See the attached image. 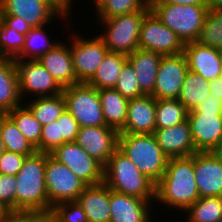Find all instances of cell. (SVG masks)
I'll list each match as a JSON object with an SVG mask.
<instances>
[{
	"mask_svg": "<svg viewBox=\"0 0 222 222\" xmlns=\"http://www.w3.org/2000/svg\"><path fill=\"white\" fill-rule=\"evenodd\" d=\"M200 198L194 173V154L169 158L165 173L155 186V203L184 211ZM171 207V208H170ZM180 209V210H179Z\"/></svg>",
	"mask_w": 222,
	"mask_h": 222,
	"instance_id": "cell-1",
	"label": "cell"
},
{
	"mask_svg": "<svg viewBox=\"0 0 222 222\" xmlns=\"http://www.w3.org/2000/svg\"><path fill=\"white\" fill-rule=\"evenodd\" d=\"M46 153L27 156L15 175V212L49 213V199L45 187Z\"/></svg>",
	"mask_w": 222,
	"mask_h": 222,
	"instance_id": "cell-2",
	"label": "cell"
},
{
	"mask_svg": "<svg viewBox=\"0 0 222 222\" xmlns=\"http://www.w3.org/2000/svg\"><path fill=\"white\" fill-rule=\"evenodd\" d=\"M103 182L113 191L147 201L155 200V184L119 150L103 168Z\"/></svg>",
	"mask_w": 222,
	"mask_h": 222,
	"instance_id": "cell-3",
	"label": "cell"
},
{
	"mask_svg": "<svg viewBox=\"0 0 222 222\" xmlns=\"http://www.w3.org/2000/svg\"><path fill=\"white\" fill-rule=\"evenodd\" d=\"M118 149L155 185L164 175L169 158L153 134H119Z\"/></svg>",
	"mask_w": 222,
	"mask_h": 222,
	"instance_id": "cell-4",
	"label": "cell"
},
{
	"mask_svg": "<svg viewBox=\"0 0 222 222\" xmlns=\"http://www.w3.org/2000/svg\"><path fill=\"white\" fill-rule=\"evenodd\" d=\"M150 10L187 44L198 40L209 8L208 5L150 3Z\"/></svg>",
	"mask_w": 222,
	"mask_h": 222,
	"instance_id": "cell-5",
	"label": "cell"
},
{
	"mask_svg": "<svg viewBox=\"0 0 222 222\" xmlns=\"http://www.w3.org/2000/svg\"><path fill=\"white\" fill-rule=\"evenodd\" d=\"M150 10H140L111 19L99 20L104 41L109 52L129 55L139 48L140 27L144 16ZM104 33V34H103Z\"/></svg>",
	"mask_w": 222,
	"mask_h": 222,
	"instance_id": "cell-6",
	"label": "cell"
},
{
	"mask_svg": "<svg viewBox=\"0 0 222 222\" xmlns=\"http://www.w3.org/2000/svg\"><path fill=\"white\" fill-rule=\"evenodd\" d=\"M62 94L66 110L77 120L80 127L106 126L98 89L87 83L64 87Z\"/></svg>",
	"mask_w": 222,
	"mask_h": 222,
	"instance_id": "cell-7",
	"label": "cell"
},
{
	"mask_svg": "<svg viewBox=\"0 0 222 222\" xmlns=\"http://www.w3.org/2000/svg\"><path fill=\"white\" fill-rule=\"evenodd\" d=\"M86 186L66 165L46 153L45 187L49 199V213L58 203L77 201Z\"/></svg>",
	"mask_w": 222,
	"mask_h": 222,
	"instance_id": "cell-8",
	"label": "cell"
},
{
	"mask_svg": "<svg viewBox=\"0 0 222 222\" xmlns=\"http://www.w3.org/2000/svg\"><path fill=\"white\" fill-rule=\"evenodd\" d=\"M55 0H0V15L22 17L32 28L52 24L71 15Z\"/></svg>",
	"mask_w": 222,
	"mask_h": 222,
	"instance_id": "cell-9",
	"label": "cell"
},
{
	"mask_svg": "<svg viewBox=\"0 0 222 222\" xmlns=\"http://www.w3.org/2000/svg\"><path fill=\"white\" fill-rule=\"evenodd\" d=\"M13 63L19 83V94L23 102L26 101L25 97H28L29 94L37 98L56 96L62 93L63 88L37 59L20 60L14 58Z\"/></svg>",
	"mask_w": 222,
	"mask_h": 222,
	"instance_id": "cell-10",
	"label": "cell"
},
{
	"mask_svg": "<svg viewBox=\"0 0 222 222\" xmlns=\"http://www.w3.org/2000/svg\"><path fill=\"white\" fill-rule=\"evenodd\" d=\"M80 35L82 34L79 32L72 33L71 40L73 41H71L70 53L77 80L80 83H87L96 73L99 64L109 51L98 35L90 39Z\"/></svg>",
	"mask_w": 222,
	"mask_h": 222,
	"instance_id": "cell-11",
	"label": "cell"
},
{
	"mask_svg": "<svg viewBox=\"0 0 222 222\" xmlns=\"http://www.w3.org/2000/svg\"><path fill=\"white\" fill-rule=\"evenodd\" d=\"M139 49L167 56L182 53L184 44L176 33L165 26L150 10L141 23Z\"/></svg>",
	"mask_w": 222,
	"mask_h": 222,
	"instance_id": "cell-12",
	"label": "cell"
},
{
	"mask_svg": "<svg viewBox=\"0 0 222 222\" xmlns=\"http://www.w3.org/2000/svg\"><path fill=\"white\" fill-rule=\"evenodd\" d=\"M50 155L66 165L86 185L103 182V166L75 142H65Z\"/></svg>",
	"mask_w": 222,
	"mask_h": 222,
	"instance_id": "cell-13",
	"label": "cell"
},
{
	"mask_svg": "<svg viewBox=\"0 0 222 222\" xmlns=\"http://www.w3.org/2000/svg\"><path fill=\"white\" fill-rule=\"evenodd\" d=\"M188 70L187 60L183 52L162 56L152 96L156 100L178 99Z\"/></svg>",
	"mask_w": 222,
	"mask_h": 222,
	"instance_id": "cell-14",
	"label": "cell"
},
{
	"mask_svg": "<svg viewBox=\"0 0 222 222\" xmlns=\"http://www.w3.org/2000/svg\"><path fill=\"white\" fill-rule=\"evenodd\" d=\"M119 132L108 126L80 127L75 143L103 167L118 149Z\"/></svg>",
	"mask_w": 222,
	"mask_h": 222,
	"instance_id": "cell-15",
	"label": "cell"
},
{
	"mask_svg": "<svg viewBox=\"0 0 222 222\" xmlns=\"http://www.w3.org/2000/svg\"><path fill=\"white\" fill-rule=\"evenodd\" d=\"M194 173L201 197H222V163L212 152L194 153Z\"/></svg>",
	"mask_w": 222,
	"mask_h": 222,
	"instance_id": "cell-16",
	"label": "cell"
},
{
	"mask_svg": "<svg viewBox=\"0 0 222 222\" xmlns=\"http://www.w3.org/2000/svg\"><path fill=\"white\" fill-rule=\"evenodd\" d=\"M187 121L198 152H212L222 141V114L188 113Z\"/></svg>",
	"mask_w": 222,
	"mask_h": 222,
	"instance_id": "cell-17",
	"label": "cell"
},
{
	"mask_svg": "<svg viewBox=\"0 0 222 222\" xmlns=\"http://www.w3.org/2000/svg\"><path fill=\"white\" fill-rule=\"evenodd\" d=\"M156 102L152 95L130 99L127 119L119 134H153L156 129Z\"/></svg>",
	"mask_w": 222,
	"mask_h": 222,
	"instance_id": "cell-18",
	"label": "cell"
},
{
	"mask_svg": "<svg viewBox=\"0 0 222 222\" xmlns=\"http://www.w3.org/2000/svg\"><path fill=\"white\" fill-rule=\"evenodd\" d=\"M183 53L189 70L207 80L220 77L222 51L199 43L198 41L184 44Z\"/></svg>",
	"mask_w": 222,
	"mask_h": 222,
	"instance_id": "cell-19",
	"label": "cell"
},
{
	"mask_svg": "<svg viewBox=\"0 0 222 222\" xmlns=\"http://www.w3.org/2000/svg\"><path fill=\"white\" fill-rule=\"evenodd\" d=\"M150 203L153 202L110 189V222H151Z\"/></svg>",
	"mask_w": 222,
	"mask_h": 222,
	"instance_id": "cell-20",
	"label": "cell"
},
{
	"mask_svg": "<svg viewBox=\"0 0 222 222\" xmlns=\"http://www.w3.org/2000/svg\"><path fill=\"white\" fill-rule=\"evenodd\" d=\"M153 135L168 158L187 157L198 152L188 121L165 129H155Z\"/></svg>",
	"mask_w": 222,
	"mask_h": 222,
	"instance_id": "cell-21",
	"label": "cell"
},
{
	"mask_svg": "<svg viewBox=\"0 0 222 222\" xmlns=\"http://www.w3.org/2000/svg\"><path fill=\"white\" fill-rule=\"evenodd\" d=\"M61 41V43H60ZM50 51L41 55L37 60L64 88L79 84L73 69L70 46L60 40Z\"/></svg>",
	"mask_w": 222,
	"mask_h": 222,
	"instance_id": "cell-22",
	"label": "cell"
},
{
	"mask_svg": "<svg viewBox=\"0 0 222 222\" xmlns=\"http://www.w3.org/2000/svg\"><path fill=\"white\" fill-rule=\"evenodd\" d=\"M88 222H110V188L104 183L87 185L77 199Z\"/></svg>",
	"mask_w": 222,
	"mask_h": 222,
	"instance_id": "cell-23",
	"label": "cell"
},
{
	"mask_svg": "<svg viewBox=\"0 0 222 222\" xmlns=\"http://www.w3.org/2000/svg\"><path fill=\"white\" fill-rule=\"evenodd\" d=\"M162 55L143 49H136L127 56L137 74L140 90L143 95H153L155 79Z\"/></svg>",
	"mask_w": 222,
	"mask_h": 222,
	"instance_id": "cell-24",
	"label": "cell"
},
{
	"mask_svg": "<svg viewBox=\"0 0 222 222\" xmlns=\"http://www.w3.org/2000/svg\"><path fill=\"white\" fill-rule=\"evenodd\" d=\"M22 103L13 59L0 57V114H7Z\"/></svg>",
	"mask_w": 222,
	"mask_h": 222,
	"instance_id": "cell-25",
	"label": "cell"
},
{
	"mask_svg": "<svg viewBox=\"0 0 222 222\" xmlns=\"http://www.w3.org/2000/svg\"><path fill=\"white\" fill-rule=\"evenodd\" d=\"M106 126L118 132L124 127L127 119L128 99L123 97L115 88L98 90Z\"/></svg>",
	"mask_w": 222,
	"mask_h": 222,
	"instance_id": "cell-26",
	"label": "cell"
},
{
	"mask_svg": "<svg viewBox=\"0 0 222 222\" xmlns=\"http://www.w3.org/2000/svg\"><path fill=\"white\" fill-rule=\"evenodd\" d=\"M126 62L127 55L108 52L87 84L98 90L114 88L121 69Z\"/></svg>",
	"mask_w": 222,
	"mask_h": 222,
	"instance_id": "cell-27",
	"label": "cell"
},
{
	"mask_svg": "<svg viewBox=\"0 0 222 222\" xmlns=\"http://www.w3.org/2000/svg\"><path fill=\"white\" fill-rule=\"evenodd\" d=\"M210 95L209 80L188 70L182 84L178 100L190 111L195 109Z\"/></svg>",
	"mask_w": 222,
	"mask_h": 222,
	"instance_id": "cell-28",
	"label": "cell"
},
{
	"mask_svg": "<svg viewBox=\"0 0 222 222\" xmlns=\"http://www.w3.org/2000/svg\"><path fill=\"white\" fill-rule=\"evenodd\" d=\"M0 135L6 151L26 157L36 152V148L23 136L7 114H0Z\"/></svg>",
	"mask_w": 222,
	"mask_h": 222,
	"instance_id": "cell-29",
	"label": "cell"
},
{
	"mask_svg": "<svg viewBox=\"0 0 222 222\" xmlns=\"http://www.w3.org/2000/svg\"><path fill=\"white\" fill-rule=\"evenodd\" d=\"M31 98L32 96H30L31 101L27 100L25 103L42 126L57 120L66 109L62 93L56 96Z\"/></svg>",
	"mask_w": 222,
	"mask_h": 222,
	"instance_id": "cell-30",
	"label": "cell"
},
{
	"mask_svg": "<svg viewBox=\"0 0 222 222\" xmlns=\"http://www.w3.org/2000/svg\"><path fill=\"white\" fill-rule=\"evenodd\" d=\"M7 115L14 121L18 130L39 152V143L42 133V125L35 118L27 104L22 103L15 107Z\"/></svg>",
	"mask_w": 222,
	"mask_h": 222,
	"instance_id": "cell-31",
	"label": "cell"
},
{
	"mask_svg": "<svg viewBox=\"0 0 222 222\" xmlns=\"http://www.w3.org/2000/svg\"><path fill=\"white\" fill-rule=\"evenodd\" d=\"M45 26L43 25L39 27L32 28L25 36V45L17 57L20 60H35L38 59L41 55L45 54L46 52L50 51L59 40L51 42L50 37L45 30Z\"/></svg>",
	"mask_w": 222,
	"mask_h": 222,
	"instance_id": "cell-32",
	"label": "cell"
},
{
	"mask_svg": "<svg viewBox=\"0 0 222 222\" xmlns=\"http://www.w3.org/2000/svg\"><path fill=\"white\" fill-rule=\"evenodd\" d=\"M184 212L186 222H221L222 197H201Z\"/></svg>",
	"mask_w": 222,
	"mask_h": 222,
	"instance_id": "cell-33",
	"label": "cell"
},
{
	"mask_svg": "<svg viewBox=\"0 0 222 222\" xmlns=\"http://www.w3.org/2000/svg\"><path fill=\"white\" fill-rule=\"evenodd\" d=\"M94 6L96 20H105L135 11L150 10V0H99Z\"/></svg>",
	"mask_w": 222,
	"mask_h": 222,
	"instance_id": "cell-34",
	"label": "cell"
},
{
	"mask_svg": "<svg viewBox=\"0 0 222 222\" xmlns=\"http://www.w3.org/2000/svg\"><path fill=\"white\" fill-rule=\"evenodd\" d=\"M188 110L178 99L156 102V129H165L187 121Z\"/></svg>",
	"mask_w": 222,
	"mask_h": 222,
	"instance_id": "cell-35",
	"label": "cell"
},
{
	"mask_svg": "<svg viewBox=\"0 0 222 222\" xmlns=\"http://www.w3.org/2000/svg\"><path fill=\"white\" fill-rule=\"evenodd\" d=\"M197 41L222 51V10L208 11Z\"/></svg>",
	"mask_w": 222,
	"mask_h": 222,
	"instance_id": "cell-36",
	"label": "cell"
},
{
	"mask_svg": "<svg viewBox=\"0 0 222 222\" xmlns=\"http://www.w3.org/2000/svg\"><path fill=\"white\" fill-rule=\"evenodd\" d=\"M25 36L0 20V57L17 58L24 48Z\"/></svg>",
	"mask_w": 222,
	"mask_h": 222,
	"instance_id": "cell-37",
	"label": "cell"
},
{
	"mask_svg": "<svg viewBox=\"0 0 222 222\" xmlns=\"http://www.w3.org/2000/svg\"><path fill=\"white\" fill-rule=\"evenodd\" d=\"M114 88L128 100L143 96L137 74L128 61L123 65Z\"/></svg>",
	"mask_w": 222,
	"mask_h": 222,
	"instance_id": "cell-38",
	"label": "cell"
},
{
	"mask_svg": "<svg viewBox=\"0 0 222 222\" xmlns=\"http://www.w3.org/2000/svg\"><path fill=\"white\" fill-rule=\"evenodd\" d=\"M54 222H88L86 213L78 201H66L52 207Z\"/></svg>",
	"mask_w": 222,
	"mask_h": 222,
	"instance_id": "cell-39",
	"label": "cell"
},
{
	"mask_svg": "<svg viewBox=\"0 0 222 222\" xmlns=\"http://www.w3.org/2000/svg\"><path fill=\"white\" fill-rule=\"evenodd\" d=\"M60 146V129L57 120L42 126V133L39 143V152L52 153Z\"/></svg>",
	"mask_w": 222,
	"mask_h": 222,
	"instance_id": "cell-40",
	"label": "cell"
},
{
	"mask_svg": "<svg viewBox=\"0 0 222 222\" xmlns=\"http://www.w3.org/2000/svg\"><path fill=\"white\" fill-rule=\"evenodd\" d=\"M60 129V145L65 142H75L80 126L77 120L65 109L57 119Z\"/></svg>",
	"mask_w": 222,
	"mask_h": 222,
	"instance_id": "cell-41",
	"label": "cell"
},
{
	"mask_svg": "<svg viewBox=\"0 0 222 222\" xmlns=\"http://www.w3.org/2000/svg\"><path fill=\"white\" fill-rule=\"evenodd\" d=\"M15 176L0 174V201L15 212Z\"/></svg>",
	"mask_w": 222,
	"mask_h": 222,
	"instance_id": "cell-42",
	"label": "cell"
},
{
	"mask_svg": "<svg viewBox=\"0 0 222 222\" xmlns=\"http://www.w3.org/2000/svg\"><path fill=\"white\" fill-rule=\"evenodd\" d=\"M26 156L5 151L0 156V174L15 176L21 169Z\"/></svg>",
	"mask_w": 222,
	"mask_h": 222,
	"instance_id": "cell-43",
	"label": "cell"
},
{
	"mask_svg": "<svg viewBox=\"0 0 222 222\" xmlns=\"http://www.w3.org/2000/svg\"><path fill=\"white\" fill-rule=\"evenodd\" d=\"M6 222H54L51 213L12 212Z\"/></svg>",
	"mask_w": 222,
	"mask_h": 222,
	"instance_id": "cell-44",
	"label": "cell"
},
{
	"mask_svg": "<svg viewBox=\"0 0 222 222\" xmlns=\"http://www.w3.org/2000/svg\"><path fill=\"white\" fill-rule=\"evenodd\" d=\"M188 113H215L222 114V101L218 100L213 95H209L201 104L195 109L188 111Z\"/></svg>",
	"mask_w": 222,
	"mask_h": 222,
	"instance_id": "cell-45",
	"label": "cell"
},
{
	"mask_svg": "<svg viewBox=\"0 0 222 222\" xmlns=\"http://www.w3.org/2000/svg\"><path fill=\"white\" fill-rule=\"evenodd\" d=\"M0 20L8 27L15 28L18 33L26 35L32 27L22 19L14 15H0Z\"/></svg>",
	"mask_w": 222,
	"mask_h": 222,
	"instance_id": "cell-46",
	"label": "cell"
},
{
	"mask_svg": "<svg viewBox=\"0 0 222 222\" xmlns=\"http://www.w3.org/2000/svg\"><path fill=\"white\" fill-rule=\"evenodd\" d=\"M150 3H167L181 5H207V0H150Z\"/></svg>",
	"mask_w": 222,
	"mask_h": 222,
	"instance_id": "cell-47",
	"label": "cell"
},
{
	"mask_svg": "<svg viewBox=\"0 0 222 222\" xmlns=\"http://www.w3.org/2000/svg\"><path fill=\"white\" fill-rule=\"evenodd\" d=\"M210 95L215 96L222 101V80L220 78L209 80Z\"/></svg>",
	"mask_w": 222,
	"mask_h": 222,
	"instance_id": "cell-48",
	"label": "cell"
},
{
	"mask_svg": "<svg viewBox=\"0 0 222 222\" xmlns=\"http://www.w3.org/2000/svg\"><path fill=\"white\" fill-rule=\"evenodd\" d=\"M11 213V209L0 201V222H6Z\"/></svg>",
	"mask_w": 222,
	"mask_h": 222,
	"instance_id": "cell-49",
	"label": "cell"
},
{
	"mask_svg": "<svg viewBox=\"0 0 222 222\" xmlns=\"http://www.w3.org/2000/svg\"><path fill=\"white\" fill-rule=\"evenodd\" d=\"M209 10H222V0H207Z\"/></svg>",
	"mask_w": 222,
	"mask_h": 222,
	"instance_id": "cell-50",
	"label": "cell"
},
{
	"mask_svg": "<svg viewBox=\"0 0 222 222\" xmlns=\"http://www.w3.org/2000/svg\"><path fill=\"white\" fill-rule=\"evenodd\" d=\"M57 1L65 10L72 11L71 7L74 3V0H55Z\"/></svg>",
	"mask_w": 222,
	"mask_h": 222,
	"instance_id": "cell-51",
	"label": "cell"
},
{
	"mask_svg": "<svg viewBox=\"0 0 222 222\" xmlns=\"http://www.w3.org/2000/svg\"><path fill=\"white\" fill-rule=\"evenodd\" d=\"M212 153L222 163V141L212 150Z\"/></svg>",
	"mask_w": 222,
	"mask_h": 222,
	"instance_id": "cell-52",
	"label": "cell"
},
{
	"mask_svg": "<svg viewBox=\"0 0 222 222\" xmlns=\"http://www.w3.org/2000/svg\"><path fill=\"white\" fill-rule=\"evenodd\" d=\"M5 147H4V144H3V141L1 139V135H0V156L5 152Z\"/></svg>",
	"mask_w": 222,
	"mask_h": 222,
	"instance_id": "cell-53",
	"label": "cell"
},
{
	"mask_svg": "<svg viewBox=\"0 0 222 222\" xmlns=\"http://www.w3.org/2000/svg\"><path fill=\"white\" fill-rule=\"evenodd\" d=\"M219 78L222 80V61H221V71H220V77Z\"/></svg>",
	"mask_w": 222,
	"mask_h": 222,
	"instance_id": "cell-54",
	"label": "cell"
},
{
	"mask_svg": "<svg viewBox=\"0 0 222 222\" xmlns=\"http://www.w3.org/2000/svg\"><path fill=\"white\" fill-rule=\"evenodd\" d=\"M92 1V0H91ZM99 0H93L92 2L94 3V5L98 2Z\"/></svg>",
	"mask_w": 222,
	"mask_h": 222,
	"instance_id": "cell-55",
	"label": "cell"
}]
</instances>
